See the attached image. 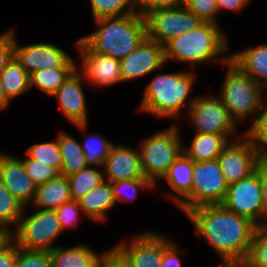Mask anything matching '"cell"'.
Returning a JSON list of instances; mask_svg holds the SVG:
<instances>
[{"instance_id": "1", "label": "cell", "mask_w": 267, "mask_h": 267, "mask_svg": "<svg viewBox=\"0 0 267 267\" xmlns=\"http://www.w3.org/2000/svg\"><path fill=\"white\" fill-rule=\"evenodd\" d=\"M198 236L208 242L222 260L220 267L242 265L248 257L257 225L222 204L202 205L185 214Z\"/></svg>"}, {"instance_id": "2", "label": "cell", "mask_w": 267, "mask_h": 267, "mask_svg": "<svg viewBox=\"0 0 267 267\" xmlns=\"http://www.w3.org/2000/svg\"><path fill=\"white\" fill-rule=\"evenodd\" d=\"M221 25L203 22L192 31L173 37L164 44L166 64L170 61L187 64L217 63L224 66L229 43ZM221 54H224L221 56Z\"/></svg>"}, {"instance_id": "3", "label": "cell", "mask_w": 267, "mask_h": 267, "mask_svg": "<svg viewBox=\"0 0 267 267\" xmlns=\"http://www.w3.org/2000/svg\"><path fill=\"white\" fill-rule=\"evenodd\" d=\"M96 30L80 39L94 52L121 60L147 37L146 23L137 12L96 19Z\"/></svg>"}, {"instance_id": "4", "label": "cell", "mask_w": 267, "mask_h": 267, "mask_svg": "<svg viewBox=\"0 0 267 267\" xmlns=\"http://www.w3.org/2000/svg\"><path fill=\"white\" fill-rule=\"evenodd\" d=\"M195 75L191 70L157 73L147 84L138 108L159 118H179L182 107L187 106L188 111L195 99L189 97L193 91Z\"/></svg>"}, {"instance_id": "5", "label": "cell", "mask_w": 267, "mask_h": 267, "mask_svg": "<svg viewBox=\"0 0 267 267\" xmlns=\"http://www.w3.org/2000/svg\"><path fill=\"white\" fill-rule=\"evenodd\" d=\"M224 66L227 67V71L218 95L237 125L248 118L253 122L265 103V88L257 84L230 59Z\"/></svg>"}, {"instance_id": "6", "label": "cell", "mask_w": 267, "mask_h": 267, "mask_svg": "<svg viewBox=\"0 0 267 267\" xmlns=\"http://www.w3.org/2000/svg\"><path fill=\"white\" fill-rule=\"evenodd\" d=\"M180 129L173 124L165 130L149 135L139 144L141 168L156 188L157 181L162 180L170 165L183 152Z\"/></svg>"}, {"instance_id": "7", "label": "cell", "mask_w": 267, "mask_h": 267, "mask_svg": "<svg viewBox=\"0 0 267 267\" xmlns=\"http://www.w3.org/2000/svg\"><path fill=\"white\" fill-rule=\"evenodd\" d=\"M23 214L13 230V242L25 250H52L53 243L63 234L56 210L35 209L36 212Z\"/></svg>"}, {"instance_id": "8", "label": "cell", "mask_w": 267, "mask_h": 267, "mask_svg": "<svg viewBox=\"0 0 267 267\" xmlns=\"http://www.w3.org/2000/svg\"><path fill=\"white\" fill-rule=\"evenodd\" d=\"M228 186L218 159L193 162L191 192L177 206L185 215L202 205L222 204Z\"/></svg>"}, {"instance_id": "9", "label": "cell", "mask_w": 267, "mask_h": 267, "mask_svg": "<svg viewBox=\"0 0 267 267\" xmlns=\"http://www.w3.org/2000/svg\"><path fill=\"white\" fill-rule=\"evenodd\" d=\"M186 116L194 127L195 133L219 134L228 139L233 137L237 139L243 134L238 133V125L229 116L222 99L216 94L196 95Z\"/></svg>"}, {"instance_id": "10", "label": "cell", "mask_w": 267, "mask_h": 267, "mask_svg": "<svg viewBox=\"0 0 267 267\" xmlns=\"http://www.w3.org/2000/svg\"><path fill=\"white\" fill-rule=\"evenodd\" d=\"M147 38L164 45L173 37L192 31L203 21L182 3L177 7L156 10L144 16Z\"/></svg>"}, {"instance_id": "11", "label": "cell", "mask_w": 267, "mask_h": 267, "mask_svg": "<svg viewBox=\"0 0 267 267\" xmlns=\"http://www.w3.org/2000/svg\"><path fill=\"white\" fill-rule=\"evenodd\" d=\"M222 205L237 215L247 217L258 227L263 226L262 186L257 170L248 177L229 184Z\"/></svg>"}, {"instance_id": "12", "label": "cell", "mask_w": 267, "mask_h": 267, "mask_svg": "<svg viewBox=\"0 0 267 267\" xmlns=\"http://www.w3.org/2000/svg\"><path fill=\"white\" fill-rule=\"evenodd\" d=\"M232 140L218 156L221 171L228 185L253 174L261 158L244 133Z\"/></svg>"}, {"instance_id": "13", "label": "cell", "mask_w": 267, "mask_h": 267, "mask_svg": "<svg viewBox=\"0 0 267 267\" xmlns=\"http://www.w3.org/2000/svg\"><path fill=\"white\" fill-rule=\"evenodd\" d=\"M14 56L28 74L50 68H77V61L53 42L19 46L15 38Z\"/></svg>"}, {"instance_id": "14", "label": "cell", "mask_w": 267, "mask_h": 267, "mask_svg": "<svg viewBox=\"0 0 267 267\" xmlns=\"http://www.w3.org/2000/svg\"><path fill=\"white\" fill-rule=\"evenodd\" d=\"M172 242L164 234L150 230L115 245L131 261L132 267H161L163 252Z\"/></svg>"}, {"instance_id": "15", "label": "cell", "mask_w": 267, "mask_h": 267, "mask_svg": "<svg viewBox=\"0 0 267 267\" xmlns=\"http://www.w3.org/2000/svg\"><path fill=\"white\" fill-rule=\"evenodd\" d=\"M75 48L78 50L81 64L79 71L87 83L95 87H108L121 83L120 60L110 55L92 51L80 38L76 40Z\"/></svg>"}, {"instance_id": "16", "label": "cell", "mask_w": 267, "mask_h": 267, "mask_svg": "<svg viewBox=\"0 0 267 267\" xmlns=\"http://www.w3.org/2000/svg\"><path fill=\"white\" fill-rule=\"evenodd\" d=\"M79 68L77 67L51 96L57 99L64 117L81 130V132H87L85 130L88 126V109L86 107V96L82 87V81H87L78 70Z\"/></svg>"}, {"instance_id": "17", "label": "cell", "mask_w": 267, "mask_h": 267, "mask_svg": "<svg viewBox=\"0 0 267 267\" xmlns=\"http://www.w3.org/2000/svg\"><path fill=\"white\" fill-rule=\"evenodd\" d=\"M165 65L164 45L146 37L133 52L120 60L122 81L137 80Z\"/></svg>"}, {"instance_id": "18", "label": "cell", "mask_w": 267, "mask_h": 267, "mask_svg": "<svg viewBox=\"0 0 267 267\" xmlns=\"http://www.w3.org/2000/svg\"><path fill=\"white\" fill-rule=\"evenodd\" d=\"M0 182L24 207L34 201L37 185L26 174L21 157L0 151Z\"/></svg>"}, {"instance_id": "19", "label": "cell", "mask_w": 267, "mask_h": 267, "mask_svg": "<svg viewBox=\"0 0 267 267\" xmlns=\"http://www.w3.org/2000/svg\"><path fill=\"white\" fill-rule=\"evenodd\" d=\"M104 179L110 183L126 179L145 178L139 149L125 144H113L102 165Z\"/></svg>"}, {"instance_id": "20", "label": "cell", "mask_w": 267, "mask_h": 267, "mask_svg": "<svg viewBox=\"0 0 267 267\" xmlns=\"http://www.w3.org/2000/svg\"><path fill=\"white\" fill-rule=\"evenodd\" d=\"M193 161L182 152L180 156L170 165L167 173L163 176L170 186L172 193L168 198L178 205L192 189Z\"/></svg>"}, {"instance_id": "21", "label": "cell", "mask_w": 267, "mask_h": 267, "mask_svg": "<svg viewBox=\"0 0 267 267\" xmlns=\"http://www.w3.org/2000/svg\"><path fill=\"white\" fill-rule=\"evenodd\" d=\"M230 60L263 88L267 86V44L230 54Z\"/></svg>"}, {"instance_id": "22", "label": "cell", "mask_w": 267, "mask_h": 267, "mask_svg": "<svg viewBox=\"0 0 267 267\" xmlns=\"http://www.w3.org/2000/svg\"><path fill=\"white\" fill-rule=\"evenodd\" d=\"M78 204L88 219L105 222L108 218L107 212L117 206L113 198L111 183L105 180L78 200Z\"/></svg>"}, {"instance_id": "23", "label": "cell", "mask_w": 267, "mask_h": 267, "mask_svg": "<svg viewBox=\"0 0 267 267\" xmlns=\"http://www.w3.org/2000/svg\"><path fill=\"white\" fill-rule=\"evenodd\" d=\"M71 200L68 177L59 174L57 177L37 186L36 195L30 208L56 210L62 204Z\"/></svg>"}, {"instance_id": "24", "label": "cell", "mask_w": 267, "mask_h": 267, "mask_svg": "<svg viewBox=\"0 0 267 267\" xmlns=\"http://www.w3.org/2000/svg\"><path fill=\"white\" fill-rule=\"evenodd\" d=\"M52 267H96L100 254L86 244L72 247L57 245L50 250Z\"/></svg>"}, {"instance_id": "25", "label": "cell", "mask_w": 267, "mask_h": 267, "mask_svg": "<svg viewBox=\"0 0 267 267\" xmlns=\"http://www.w3.org/2000/svg\"><path fill=\"white\" fill-rule=\"evenodd\" d=\"M224 135L195 133L192 143L183 145V152L193 161H211L218 159L224 147L230 142Z\"/></svg>"}, {"instance_id": "26", "label": "cell", "mask_w": 267, "mask_h": 267, "mask_svg": "<svg viewBox=\"0 0 267 267\" xmlns=\"http://www.w3.org/2000/svg\"><path fill=\"white\" fill-rule=\"evenodd\" d=\"M57 143L61 153L62 167L60 174L69 176L88 167L80 141L64 131L59 132Z\"/></svg>"}, {"instance_id": "27", "label": "cell", "mask_w": 267, "mask_h": 267, "mask_svg": "<svg viewBox=\"0 0 267 267\" xmlns=\"http://www.w3.org/2000/svg\"><path fill=\"white\" fill-rule=\"evenodd\" d=\"M30 75L13 56L0 74L7 97L11 100L30 90Z\"/></svg>"}, {"instance_id": "28", "label": "cell", "mask_w": 267, "mask_h": 267, "mask_svg": "<svg viewBox=\"0 0 267 267\" xmlns=\"http://www.w3.org/2000/svg\"><path fill=\"white\" fill-rule=\"evenodd\" d=\"M67 177L72 201L80 200L86 193L105 181L103 170L91 166Z\"/></svg>"}, {"instance_id": "29", "label": "cell", "mask_w": 267, "mask_h": 267, "mask_svg": "<svg viewBox=\"0 0 267 267\" xmlns=\"http://www.w3.org/2000/svg\"><path fill=\"white\" fill-rule=\"evenodd\" d=\"M76 68H50L30 74V88L37 87L41 92L52 95L65 82Z\"/></svg>"}, {"instance_id": "30", "label": "cell", "mask_w": 267, "mask_h": 267, "mask_svg": "<svg viewBox=\"0 0 267 267\" xmlns=\"http://www.w3.org/2000/svg\"><path fill=\"white\" fill-rule=\"evenodd\" d=\"M84 140L80 142L81 149L84 152L86 163L88 166L102 167L104 160L113 145L105 136L98 133H91L83 137Z\"/></svg>"}, {"instance_id": "31", "label": "cell", "mask_w": 267, "mask_h": 267, "mask_svg": "<svg viewBox=\"0 0 267 267\" xmlns=\"http://www.w3.org/2000/svg\"><path fill=\"white\" fill-rule=\"evenodd\" d=\"M93 20L135 13L134 0H89Z\"/></svg>"}, {"instance_id": "32", "label": "cell", "mask_w": 267, "mask_h": 267, "mask_svg": "<svg viewBox=\"0 0 267 267\" xmlns=\"http://www.w3.org/2000/svg\"><path fill=\"white\" fill-rule=\"evenodd\" d=\"M24 206L12 195V193L0 182V225L9 229L17 226L21 218Z\"/></svg>"}, {"instance_id": "33", "label": "cell", "mask_w": 267, "mask_h": 267, "mask_svg": "<svg viewBox=\"0 0 267 267\" xmlns=\"http://www.w3.org/2000/svg\"><path fill=\"white\" fill-rule=\"evenodd\" d=\"M267 101V100H266ZM260 110L250 127L244 134L249 138L252 146L256 149L261 158L267 157V102Z\"/></svg>"}, {"instance_id": "34", "label": "cell", "mask_w": 267, "mask_h": 267, "mask_svg": "<svg viewBox=\"0 0 267 267\" xmlns=\"http://www.w3.org/2000/svg\"><path fill=\"white\" fill-rule=\"evenodd\" d=\"M27 157L45 163L46 165L55 167L61 172L62 159L60 149L57 143V137L53 141L41 142L31 145L27 149Z\"/></svg>"}, {"instance_id": "35", "label": "cell", "mask_w": 267, "mask_h": 267, "mask_svg": "<svg viewBox=\"0 0 267 267\" xmlns=\"http://www.w3.org/2000/svg\"><path fill=\"white\" fill-rule=\"evenodd\" d=\"M155 186L147 178L126 179L111 183L113 198L116 205L119 202H132L139 190H153Z\"/></svg>"}, {"instance_id": "36", "label": "cell", "mask_w": 267, "mask_h": 267, "mask_svg": "<svg viewBox=\"0 0 267 267\" xmlns=\"http://www.w3.org/2000/svg\"><path fill=\"white\" fill-rule=\"evenodd\" d=\"M244 267H267V225L257 227Z\"/></svg>"}, {"instance_id": "37", "label": "cell", "mask_w": 267, "mask_h": 267, "mask_svg": "<svg viewBox=\"0 0 267 267\" xmlns=\"http://www.w3.org/2000/svg\"><path fill=\"white\" fill-rule=\"evenodd\" d=\"M22 163L26 174L37 186L46 183L60 174L55 167L46 165L45 163H38V161L28 157L22 158Z\"/></svg>"}, {"instance_id": "38", "label": "cell", "mask_w": 267, "mask_h": 267, "mask_svg": "<svg viewBox=\"0 0 267 267\" xmlns=\"http://www.w3.org/2000/svg\"><path fill=\"white\" fill-rule=\"evenodd\" d=\"M183 4L203 22L220 25L217 19L219 15L217 0H183Z\"/></svg>"}, {"instance_id": "39", "label": "cell", "mask_w": 267, "mask_h": 267, "mask_svg": "<svg viewBox=\"0 0 267 267\" xmlns=\"http://www.w3.org/2000/svg\"><path fill=\"white\" fill-rule=\"evenodd\" d=\"M15 267H52L50 251L19 248Z\"/></svg>"}, {"instance_id": "40", "label": "cell", "mask_w": 267, "mask_h": 267, "mask_svg": "<svg viewBox=\"0 0 267 267\" xmlns=\"http://www.w3.org/2000/svg\"><path fill=\"white\" fill-rule=\"evenodd\" d=\"M82 209L79 207L78 201H69L62 204L56 209L58 220L61 224L63 232L68 228H76L78 224L79 213Z\"/></svg>"}, {"instance_id": "41", "label": "cell", "mask_w": 267, "mask_h": 267, "mask_svg": "<svg viewBox=\"0 0 267 267\" xmlns=\"http://www.w3.org/2000/svg\"><path fill=\"white\" fill-rule=\"evenodd\" d=\"M98 264L101 267H132L131 261L116 245L100 254Z\"/></svg>"}, {"instance_id": "42", "label": "cell", "mask_w": 267, "mask_h": 267, "mask_svg": "<svg viewBox=\"0 0 267 267\" xmlns=\"http://www.w3.org/2000/svg\"><path fill=\"white\" fill-rule=\"evenodd\" d=\"M182 3L183 0H134L137 13L143 17L156 10L177 7Z\"/></svg>"}, {"instance_id": "43", "label": "cell", "mask_w": 267, "mask_h": 267, "mask_svg": "<svg viewBox=\"0 0 267 267\" xmlns=\"http://www.w3.org/2000/svg\"><path fill=\"white\" fill-rule=\"evenodd\" d=\"M15 31L7 30L0 34V74L6 64L14 56Z\"/></svg>"}, {"instance_id": "44", "label": "cell", "mask_w": 267, "mask_h": 267, "mask_svg": "<svg viewBox=\"0 0 267 267\" xmlns=\"http://www.w3.org/2000/svg\"><path fill=\"white\" fill-rule=\"evenodd\" d=\"M181 250L175 242H172L163 252L161 267H181L182 260L179 257Z\"/></svg>"}, {"instance_id": "45", "label": "cell", "mask_w": 267, "mask_h": 267, "mask_svg": "<svg viewBox=\"0 0 267 267\" xmlns=\"http://www.w3.org/2000/svg\"><path fill=\"white\" fill-rule=\"evenodd\" d=\"M256 170L262 186L264 225H267V157L259 159Z\"/></svg>"}, {"instance_id": "46", "label": "cell", "mask_w": 267, "mask_h": 267, "mask_svg": "<svg viewBox=\"0 0 267 267\" xmlns=\"http://www.w3.org/2000/svg\"><path fill=\"white\" fill-rule=\"evenodd\" d=\"M19 247L12 242L0 252V267H15Z\"/></svg>"}, {"instance_id": "47", "label": "cell", "mask_w": 267, "mask_h": 267, "mask_svg": "<svg viewBox=\"0 0 267 267\" xmlns=\"http://www.w3.org/2000/svg\"><path fill=\"white\" fill-rule=\"evenodd\" d=\"M251 0H217L219 13L221 11L239 12L248 6Z\"/></svg>"}, {"instance_id": "48", "label": "cell", "mask_w": 267, "mask_h": 267, "mask_svg": "<svg viewBox=\"0 0 267 267\" xmlns=\"http://www.w3.org/2000/svg\"><path fill=\"white\" fill-rule=\"evenodd\" d=\"M13 242V230L0 225V252Z\"/></svg>"}, {"instance_id": "49", "label": "cell", "mask_w": 267, "mask_h": 267, "mask_svg": "<svg viewBox=\"0 0 267 267\" xmlns=\"http://www.w3.org/2000/svg\"><path fill=\"white\" fill-rule=\"evenodd\" d=\"M10 99L7 97L3 84L0 80V111L4 110L10 104Z\"/></svg>"}]
</instances>
